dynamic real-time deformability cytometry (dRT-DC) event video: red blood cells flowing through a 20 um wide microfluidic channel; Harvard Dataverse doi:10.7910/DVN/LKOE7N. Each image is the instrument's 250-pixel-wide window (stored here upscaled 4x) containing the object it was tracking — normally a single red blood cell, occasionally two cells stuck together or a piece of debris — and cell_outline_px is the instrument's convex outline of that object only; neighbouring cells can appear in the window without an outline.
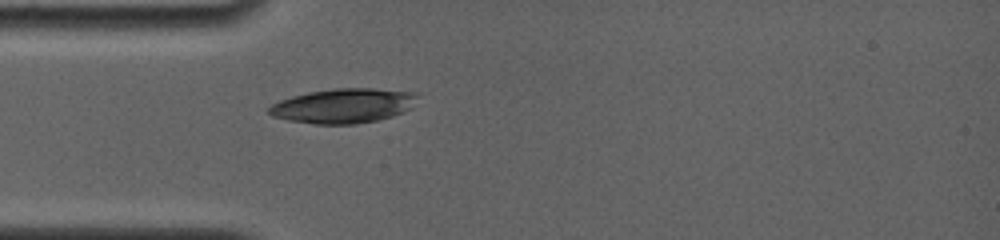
{"species": "common noctule bat (a hibernating species)", "species_latin": "Nyctalus noctula", "temperature_condition": "room temperature", "stored_images_in_passage": 1, "camera_frame_rate_fps": 4000, "um_per_image_px": 0.085, "animal": {"sex": "female", "body_mass_g": 19.0, "forearm_length_mm": 56.7}, "frame": {"image": 1, "passage_image": 1, "time_ms": 0.0, "image_size_px": [1000, 240], "cell_outline_px": [[416, 96], [412, 108], [392, 116], [376, 120], [356, 124], [316, 124], [288, 120], [272, 116], [268, 112], [268, 108], [272, 104], [280, 100], [292, 96], [308, 92], [332, 88], [372, 88], [408, 92]], "centroid_in_image_um": [29.13, 8.99], "position_along_channel_um": 55.9, "area_um2": 29.65}}